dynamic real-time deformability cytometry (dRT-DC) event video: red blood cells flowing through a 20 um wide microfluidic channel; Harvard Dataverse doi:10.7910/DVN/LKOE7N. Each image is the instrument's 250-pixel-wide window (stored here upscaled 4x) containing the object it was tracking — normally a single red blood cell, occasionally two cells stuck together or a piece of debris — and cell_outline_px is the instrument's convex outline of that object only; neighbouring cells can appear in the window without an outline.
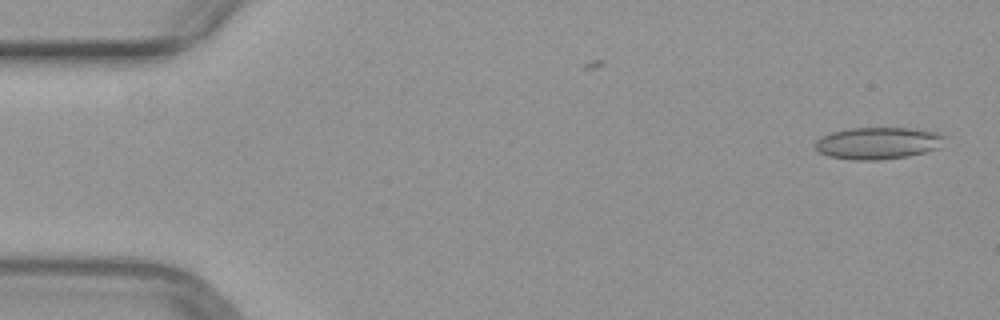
{"species": "common noctule bat (a hibernating species)", "species_latin": "Nyctalus noctula", "temperature_condition": "warm", "stored_images_in_passage": 12, "camera_frame_rate_fps": 3000, "um_per_image_px": 0.085, "animal": {"sex": "female", "body_mass_g": 29.2, "forearm_length_mm": 56.3}, "frame": {"image": 1, "passage_image": 1, "time_ms": 0.0, "image_size_px": [1000, 320], "cell_outline_px": [[948, 136], [940, 148], [928, 152], [908, 156], [880, 160], [852, 160], [828, 156], [820, 152], [816, 148], [816, 140], [832, 132], [848, 128], [912, 128], [940, 132]], "centroid_in_image_um": [74.72, 12.16], "position_along_channel_um": 10.3, "area_um2": 24.45}}